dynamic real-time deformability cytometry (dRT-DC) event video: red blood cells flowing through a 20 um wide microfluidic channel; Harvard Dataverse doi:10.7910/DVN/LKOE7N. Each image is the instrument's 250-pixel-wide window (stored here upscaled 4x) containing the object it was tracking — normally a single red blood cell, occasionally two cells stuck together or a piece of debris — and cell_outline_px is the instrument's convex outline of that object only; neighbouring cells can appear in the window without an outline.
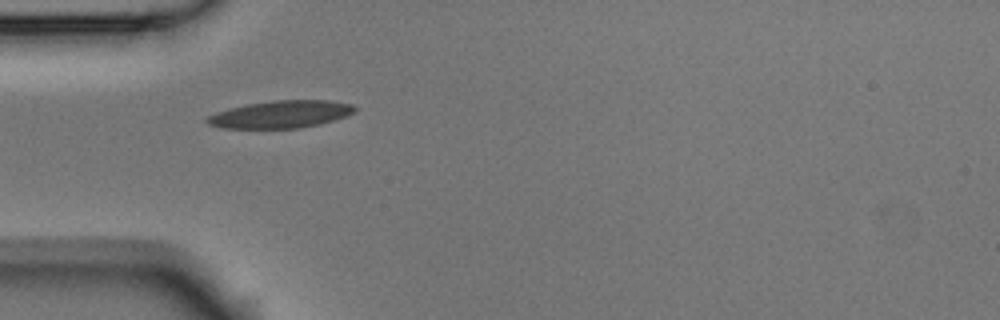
{"species": "Egyptian fruit bat (a non-hibernating species)", "species_latin": "Rousettus aegyptiacus", "temperature_condition": "room temperature", "stored_images_in_passage": 7, "camera_frame_rate_fps": 3000, "um_per_image_px": 0.085, "animal": {"sex": "male"}, "frame": {"image": 1, "passage_image": 1, "time_ms": 0.0, "image_size_px": [1000, 320], "cell_outline_px": [[356, 112], [348, 116], [300, 128], [220, 128], [208, 124], [204, 120], [208, 116], [216, 112], [228, 108], [248, 104], [272, 100], [328, 100], [352, 104], [356, 108]], "centroid_in_image_um": [23.85, 9.71], "position_along_channel_um": 61.2, "area_um2": 23.58}}
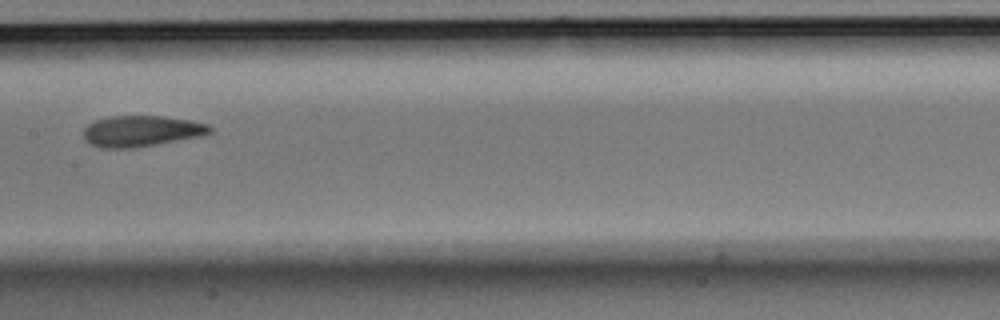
{"frame": {"image": 2, "passage_image": 4, "time_ms": 1.0, "image_size_px": [1000, 320], "cell_outline_px": [[212, 132], [204, 136], [132, 148], [100, 148], [84, 140], [84, 128], [88, 124], [96, 120], [112, 116], [164, 116], [192, 120], [208, 124], [212, 128]], "centroid_in_image_um": [12.05, 11.14], "position_along_channel_um": 195.3, "area_um2": 22.95}}
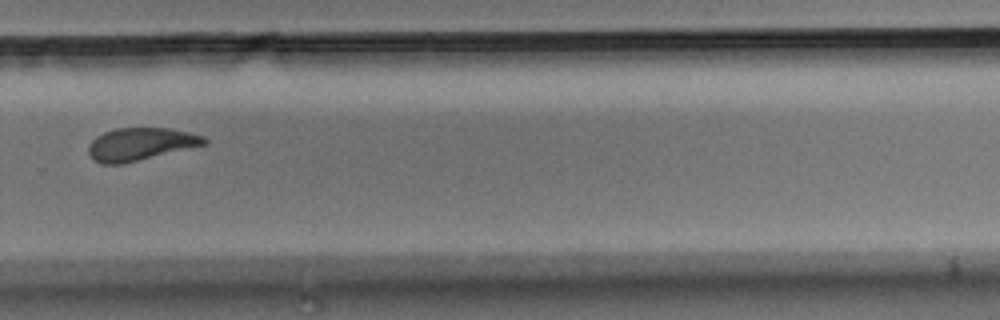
{"frame": {"image": 3, "passage_image": 7, "time_ms": 2.0, "image_size_px": [1000, 320], "cell_outline_px": [[208, 144], [124, 164], [100, 164], [88, 152], [88, 144], [96, 136], [104, 132], [116, 128], [168, 128], [188, 132], [204, 136], [208, 140]], "centroid_in_image_um": [11.96, 12.25], "position_along_channel_um": 317.8, "area_um2": 22.14}}